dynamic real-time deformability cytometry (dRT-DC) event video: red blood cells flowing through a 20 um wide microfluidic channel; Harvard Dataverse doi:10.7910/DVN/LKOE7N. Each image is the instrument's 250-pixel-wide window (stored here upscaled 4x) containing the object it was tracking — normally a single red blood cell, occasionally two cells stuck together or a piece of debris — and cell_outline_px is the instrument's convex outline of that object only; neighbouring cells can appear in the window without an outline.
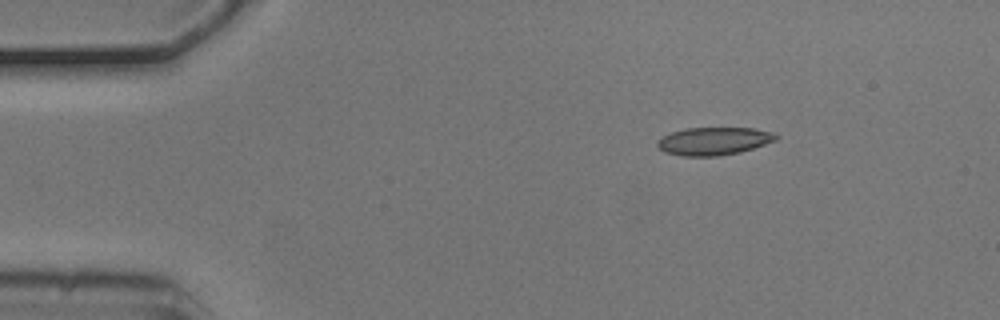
{"species": "common noctule bat (a hibernating species)", "species_latin": "Nyctalus noctula", "temperature_condition": "cold", "stored_images_in_passage": 4, "camera_frame_rate_fps": 3000, "um_per_image_px": 0.085, "animal": {"sex": "male", "body_mass_g": 20.5, "forearm_length_mm": 52.5}, "frame": {"image": 1, "passage_image": 3, "time_ms": 0.667, "image_size_px": [1000, 320], "cell_outline_px": [[780, 136], [776, 140], [740, 152], [716, 156], [680, 156], [664, 152], [656, 144], [656, 140], [672, 132], [684, 128], [752, 128], [772, 132]], "centroid_in_image_um": [60.65, 11.99], "position_along_channel_um": 24.4, "area_um2": 19.19}}